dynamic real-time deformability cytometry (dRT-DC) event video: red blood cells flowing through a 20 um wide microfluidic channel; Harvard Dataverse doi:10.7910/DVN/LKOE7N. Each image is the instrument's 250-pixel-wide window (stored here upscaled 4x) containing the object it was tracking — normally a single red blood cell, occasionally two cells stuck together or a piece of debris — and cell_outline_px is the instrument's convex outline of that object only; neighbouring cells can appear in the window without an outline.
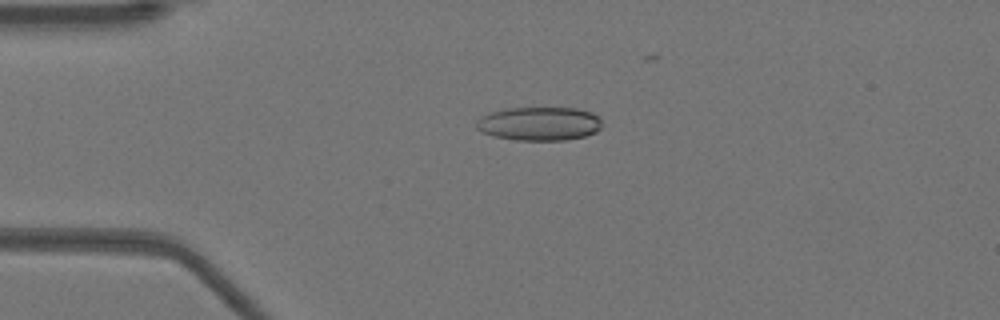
{"species": "Egyptian fruit bat (a non-hibernating species)", "species_latin": "Rousettus aegyptiacus", "temperature_condition": "warm", "stored_images_in_passage": 20, "camera_frame_rate_fps": 3000, "um_per_image_px": 0.085, "animal": {"sex": "female"}, "frame": {"image": 1, "passage_image": 11, "time_ms": 3.333, "image_size_px": [1000, 320], "cell_outline_px": [[600, 128], [596, 132], [584, 136], [564, 140], [516, 140], [496, 136], [480, 132], [476, 128], [476, 120], [480, 116], [504, 108], [576, 108], [592, 112], [600, 120]], "centroid_in_image_um": [45.8, 10.51], "position_along_channel_um": 39.2, "area_um2": 24.62}}
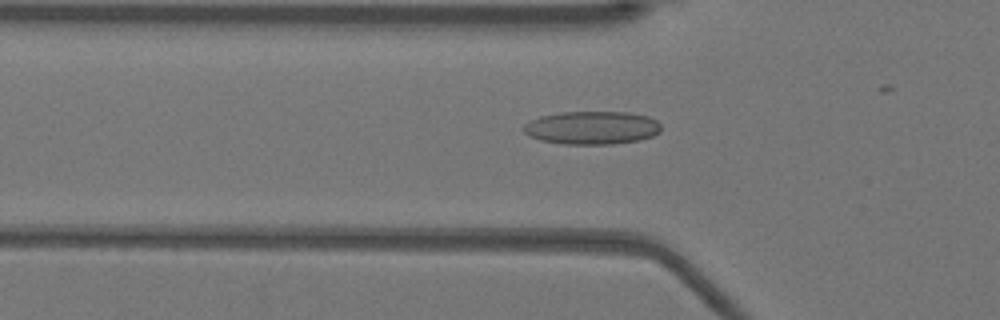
{"frame": {"image": 2, "passage_image": 16, "time_ms": 5.0, "image_size_px": [1000, 320], "cell_outline_px": [[660, 132], [652, 136], [640, 140], [612, 144], [564, 144], [540, 140], [528, 136], [524, 132], [524, 124], [540, 116], [560, 112], [628, 112], [648, 116], [656, 120], [660, 124]], "centroid_in_image_um": [50.32, 10.86], "position_along_channel_um": 75.5, "area_um2": 26.65}}
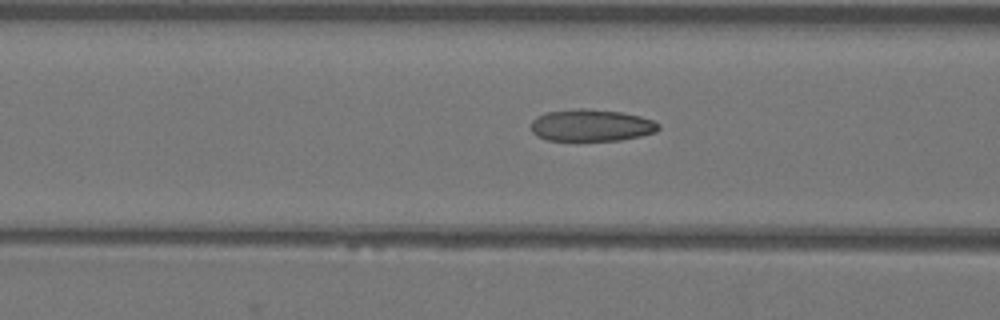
{"frame": {"image": 3, "passage_image": 19, "time_ms": 6.0, "image_size_px": [1000, 320], "cell_outline_px": [[660, 128], [656, 132], [640, 136], [620, 140], [548, 140], [536, 136], [532, 132], [532, 120], [536, 116], [548, 112], [580, 108], [584, 108], [620, 112], [640, 116], [652, 120], [660, 124]], "centroid_in_image_um": [50.26, 10.65], "position_along_channel_um": 116.3, "area_um2": 23.64}}